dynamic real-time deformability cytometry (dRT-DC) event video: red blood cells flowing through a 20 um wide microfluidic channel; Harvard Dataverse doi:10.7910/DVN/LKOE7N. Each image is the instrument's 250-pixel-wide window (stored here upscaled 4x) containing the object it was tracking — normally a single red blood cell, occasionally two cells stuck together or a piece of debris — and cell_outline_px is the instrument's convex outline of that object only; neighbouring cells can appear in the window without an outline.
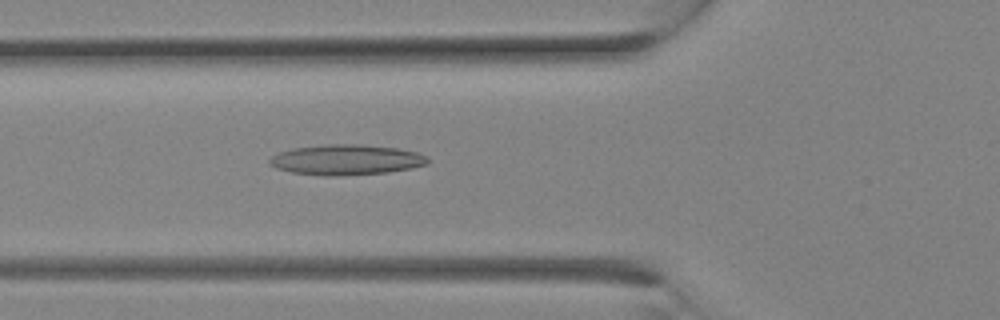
{"species": "Egyptian fruit bat (a non-hibernating species)", "species_latin": "Rousettus aegyptiacus", "temperature_condition": "room temperature", "stored_images_in_passage": 10, "camera_frame_rate_fps": 3000, "um_per_image_px": 0.085, "animal": {"sex": "female"}, "frame": {"image": 1, "passage_image": 10, "time_ms": 3.0, "image_size_px": [1000, 320], "cell_outline_px": [[428, 164], [412, 168], [388, 172], [332, 176], [324, 176], [292, 172], [276, 168], [268, 164], [268, 160], [272, 156], [280, 152], [292, 148], [328, 144], [360, 144], [396, 148], [416, 152], [428, 156]], "centroid_in_image_um": [29.42, 13.58], "position_along_channel_um": 96.4, "area_um2": 27.98}}